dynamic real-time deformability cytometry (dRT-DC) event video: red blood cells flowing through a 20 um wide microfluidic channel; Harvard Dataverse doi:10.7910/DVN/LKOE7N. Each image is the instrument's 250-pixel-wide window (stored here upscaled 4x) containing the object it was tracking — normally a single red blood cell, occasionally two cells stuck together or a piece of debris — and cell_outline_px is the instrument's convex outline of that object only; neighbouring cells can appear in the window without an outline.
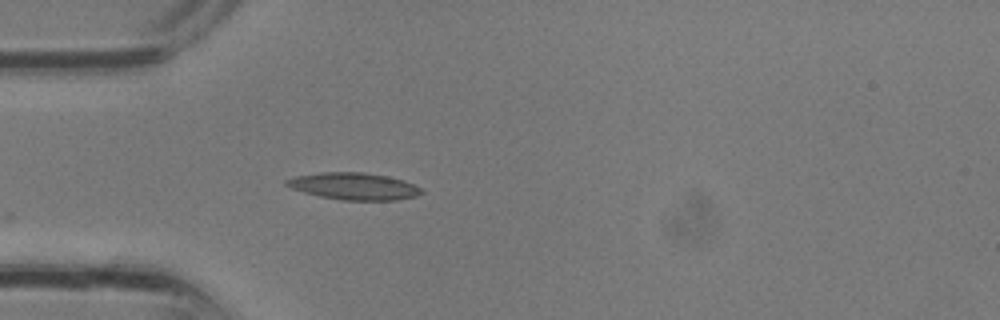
{"species": "common noctule bat (a hibernating species)", "species_latin": "Nyctalus noctula", "temperature_condition": "room temperature", "stored_images_in_passage": 2, "camera_frame_rate_fps": 3000, "um_per_image_px": 0.085, "animal": {"sex": "male", "body_mass_g": 13.3}, "frame": {"image": 1, "passage_image": 2, "time_ms": 0.333, "image_size_px": [1000, 320], "cell_outline_px": [[424, 192], [416, 196], [396, 200], [340, 200], [320, 196], [304, 192], [292, 188], [284, 184], [284, 180], [296, 176], [320, 172], [364, 172], [388, 176], [404, 180], [420, 188]], "centroid_in_image_um": [30.07, 15.82], "position_along_channel_um": 54.9, "area_um2": 21.21}}